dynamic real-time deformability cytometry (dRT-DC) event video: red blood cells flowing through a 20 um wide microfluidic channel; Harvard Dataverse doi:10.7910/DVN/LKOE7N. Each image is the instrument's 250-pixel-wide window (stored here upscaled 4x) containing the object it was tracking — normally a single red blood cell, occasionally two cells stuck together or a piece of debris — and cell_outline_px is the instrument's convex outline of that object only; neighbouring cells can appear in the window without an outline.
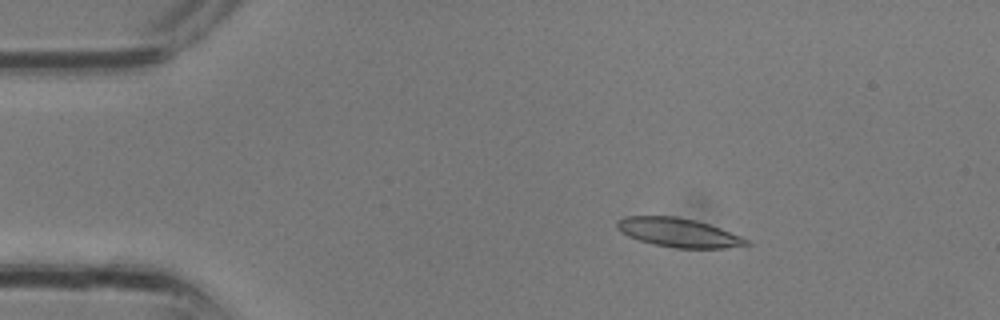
{"species": "common noctule bat (a hibernating species)", "species_latin": "Nyctalus noctula", "temperature_condition": "room temperature", "stored_images_in_passage": 12, "camera_frame_rate_fps": 3000, "um_per_image_px": 0.085, "animal": {"sex": "male", "body_mass_g": 13.3}, "frame": {"image": 1, "passage_image": 4, "time_ms": 1.0, "image_size_px": [1000, 320], "cell_outline_px": [[752, 244], [724, 248], [676, 248], [652, 244], [628, 236], [616, 228], [616, 220], [624, 216], [676, 216], [696, 220], [720, 228], [752, 240]], "centroid_in_image_um": [57.68, 19.77], "position_along_channel_um": 27.3, "area_um2": 21.96}}
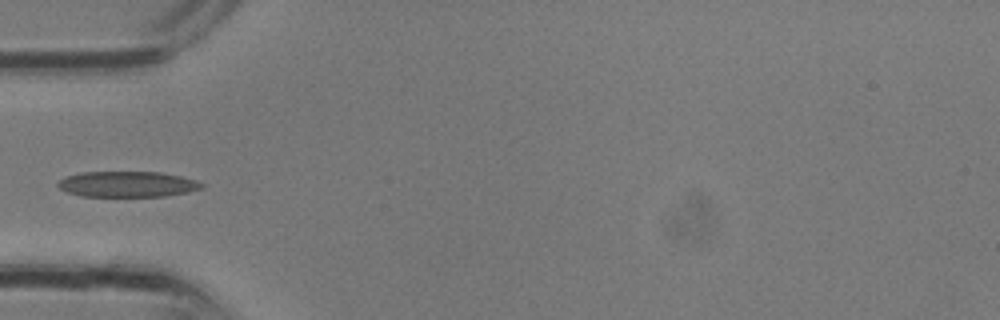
{"frame": {"image": 2, "passage_image": 9, "time_ms": 2.667, "image_size_px": [1000, 320], "cell_outline_px": [[204, 188], [188, 192], [164, 196], [80, 196], [68, 192], [60, 188], [56, 184], [64, 176], [84, 172], [160, 172], [180, 176], [196, 180], [204, 184]], "centroid_in_image_um": [10.84, 15.65], "position_along_channel_um": 74.2, "area_um2": 21.5}}
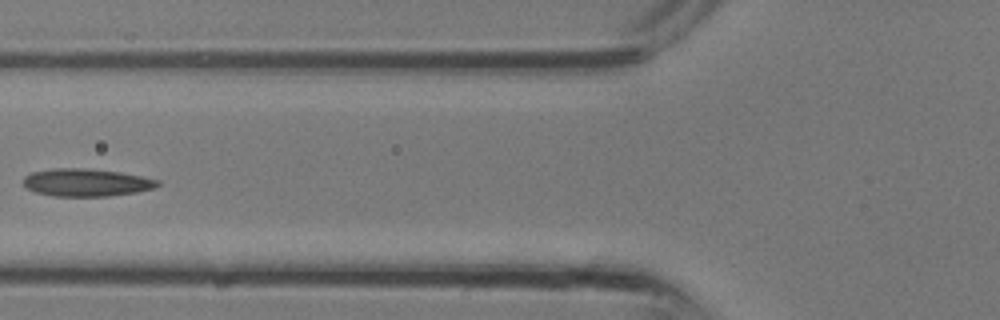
{"frame": {"image": 3, "passage_image": 11, "time_ms": 3.333, "image_size_px": [1000, 320], "cell_outline_px": [[160, 184], [156, 188], [136, 192], [108, 196], [52, 196], [36, 192], [24, 188], [24, 176], [32, 172], [52, 168], [84, 168], [120, 172], [160, 180]], "centroid_in_image_um": [7.33, 15.51], "position_along_channel_um": 118.5, "area_um2": 21.73}}